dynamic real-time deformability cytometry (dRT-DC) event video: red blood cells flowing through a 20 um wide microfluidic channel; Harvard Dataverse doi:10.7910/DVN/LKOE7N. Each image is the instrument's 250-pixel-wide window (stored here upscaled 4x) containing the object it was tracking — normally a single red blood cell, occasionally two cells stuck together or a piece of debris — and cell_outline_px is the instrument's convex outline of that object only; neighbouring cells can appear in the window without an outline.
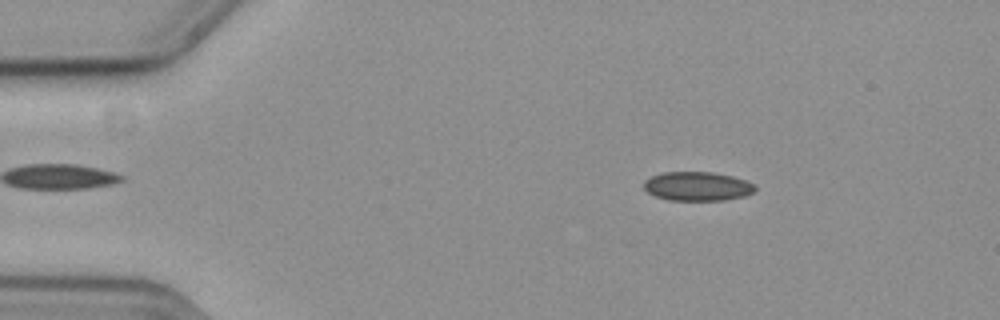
{"species": "common noctule bat (a hibernating species)", "species_latin": "Nyctalus noctula", "temperature_condition": "cold", "stored_images_in_passage": 20, "camera_frame_rate_fps": 3000, "um_per_image_px": 0.085, "animal": {"sex": "female", "body_mass_g": 19.3, "forearm_length_mm": 54.1}, "frame": {"image": 1, "passage_image": 9, "time_ms": 2.667, "image_size_px": [1000, 320], "cell_outline_px": [[756, 192], [744, 196], [724, 200], [668, 200], [656, 196], [648, 192], [644, 188], [644, 180], [652, 176], [664, 172], [712, 172], [732, 176], [756, 184]], "centroid_in_image_um": [59.31, 15.83], "position_along_channel_um": 25.7, "area_um2": 18.84}}
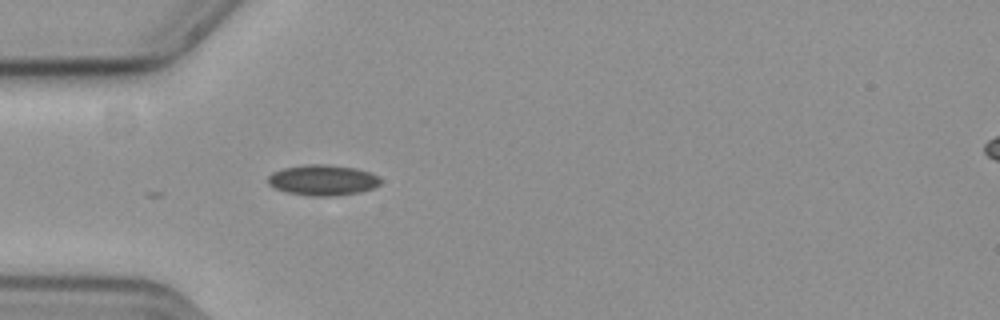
{"frame": {"image": 2, "passage_image": 17, "time_ms": 5.333, "image_size_px": [1000, 320], "cell_outline_px": [[380, 184], [372, 188], [360, 192], [336, 196], [308, 196], [288, 192], [276, 188], [268, 184], [268, 176], [272, 172], [284, 168], [304, 164], [328, 164], [356, 168], [372, 172], [380, 180]], "centroid_in_image_um": [27.43, 15.3], "position_along_channel_um": 57.6, "area_um2": 20.17}}
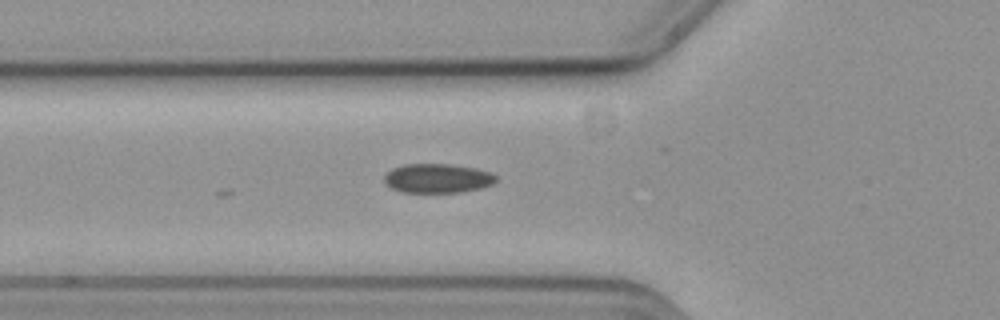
{"frame": {"image": 3, "passage_image": 20, "time_ms": 6.333, "image_size_px": [1000, 320], "cell_outline_px": [[496, 180], [492, 184], [480, 188], [460, 192], [404, 192], [392, 188], [384, 180], [384, 176], [392, 168], [404, 164], [448, 164], [476, 168], [492, 172], [496, 176]], "centroid_in_image_um": [37.21, 15.15], "position_along_channel_um": 88.6, "area_um2": 18.9}}